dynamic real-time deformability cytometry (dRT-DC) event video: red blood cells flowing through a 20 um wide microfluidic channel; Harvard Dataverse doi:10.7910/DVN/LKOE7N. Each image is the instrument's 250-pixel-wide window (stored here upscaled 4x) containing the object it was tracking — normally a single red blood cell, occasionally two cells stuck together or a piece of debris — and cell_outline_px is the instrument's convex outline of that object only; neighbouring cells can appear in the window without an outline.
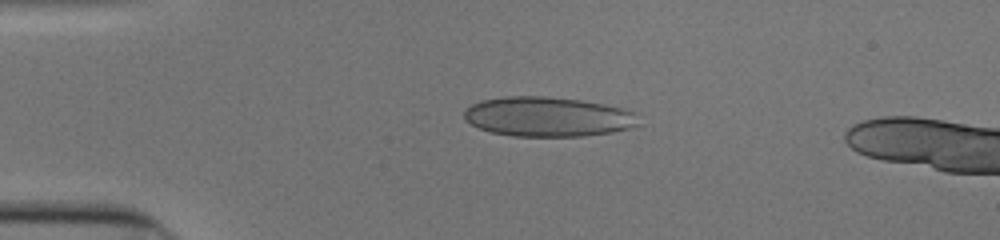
{"species": "human", "species_latin": "Homo sapiens", "temperature_condition": "cold", "stored_images_in_passage": 42, "camera_frame_rate_fps": 3000, "um_per_image_px": 0.085, "donor": {"sex": "male"}, "frame": {"image": 1, "passage_image": 1, "time_ms": 0.0, "image_size_px": [1000, 240], "cell_outline_px": [[640, 124], [628, 128], [612, 132], [584, 136], [512, 136], [492, 132], [480, 128], [464, 120], [464, 108], [480, 100], [504, 96], [548, 96], [580, 100], [640, 112]], "centroid_in_image_um": [46.57, 9.92], "position_along_channel_um": 38.4, "area_um2": 40.63}}
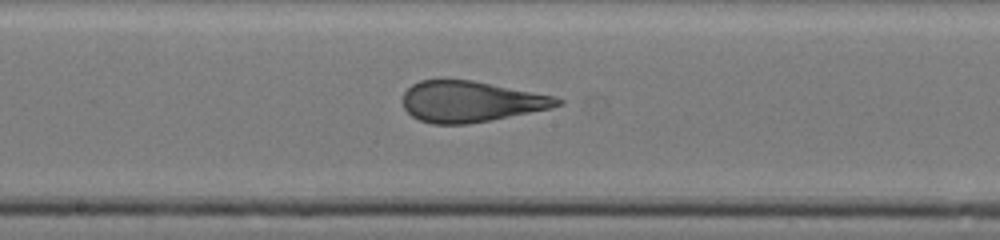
{"frame": {"image": 2, "passage_image": 17, "time_ms": 5.333, "image_size_px": [1000, 240], "cell_outline_px": [[564, 104], [548, 108], [468, 124], [432, 124], [420, 120], [412, 116], [404, 108], [404, 92], [412, 84], [420, 80], [472, 80], [556, 96], [564, 100]], "centroid_in_image_um": [40.01, 8.62], "position_along_channel_um": 208.2, "area_um2": 36.47}}
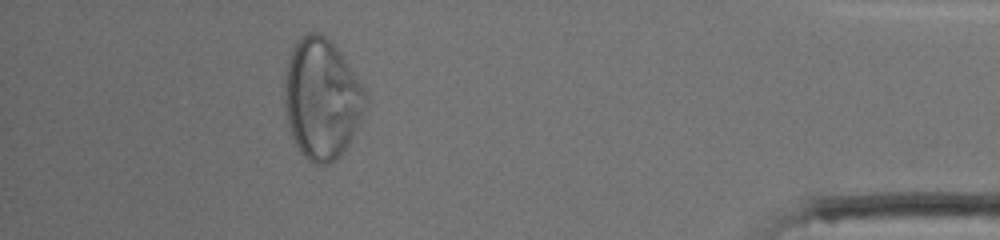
{"frame": {"image": 3, "passage_image": 36, "time_ms": 11.667, "image_size_px": [1000, 240], "cell_outline_px": [[368, 108], [344, 152], [336, 160], [328, 164], [312, 164], [300, 152], [292, 136], [288, 124], [284, 100], [284, 84], [288, 56], [292, 48], [308, 32], [316, 32], [324, 36], [340, 52], [364, 88], [368, 96]], "centroid_in_image_um": [27.37, 8.44], "position_along_channel_um": 407.8, "area_um2": 57.05}}